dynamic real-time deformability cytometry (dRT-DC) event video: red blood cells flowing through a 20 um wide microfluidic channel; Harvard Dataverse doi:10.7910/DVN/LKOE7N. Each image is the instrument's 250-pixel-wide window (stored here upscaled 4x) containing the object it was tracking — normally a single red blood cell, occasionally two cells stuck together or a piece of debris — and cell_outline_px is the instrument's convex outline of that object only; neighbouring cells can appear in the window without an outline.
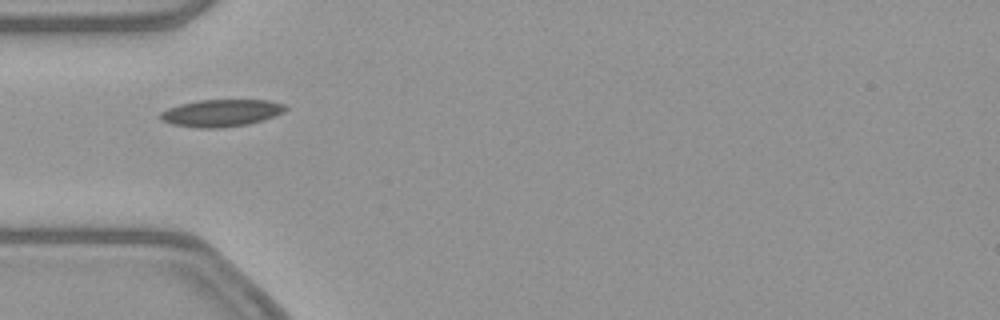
{"species": "common noctule bat (a hibernating species)", "species_latin": "Nyctalus noctula", "temperature_condition": "warm", "stored_images_in_passage": 41, "camera_frame_rate_fps": 3000, "um_per_image_px": 0.085, "animal": {"sex": "female", "body_mass_g": 21.9}, "frame": {"image": 1, "passage_image": 5, "time_ms": 1.333, "image_size_px": [1000, 320], "cell_outline_px": [[288, 108], [284, 112], [276, 116], [264, 120], [248, 124], [220, 128], [196, 128], [172, 124], [160, 120], [160, 112], [168, 108], [180, 104], [196, 100], [268, 100], [284, 104]], "centroid_in_image_um": [18.81, 9.6], "position_along_channel_um": 66.2, "area_um2": 20.0}}
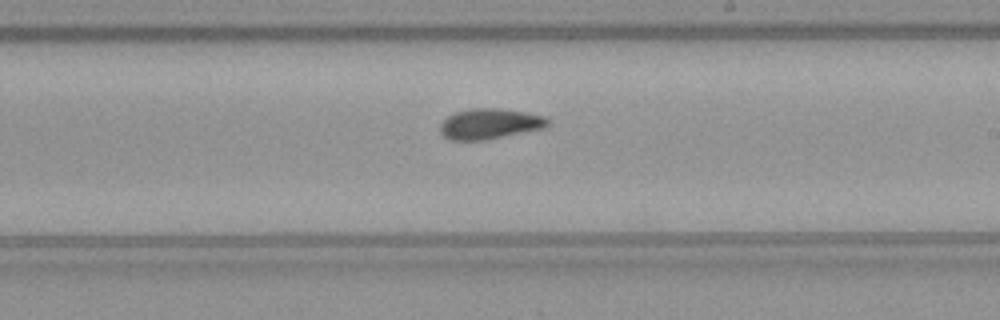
{"frame": {"image": 2, "passage_image": 19, "time_ms": 6.0, "image_size_px": [1000, 320], "cell_outline_px": [[548, 124], [544, 128], [484, 140], [448, 140], [440, 132], [440, 124], [448, 116], [456, 112], [472, 108], [500, 108], [524, 112], [544, 116], [548, 120]], "centroid_in_image_um": [41.59, 10.52], "position_along_channel_um": 247.4, "area_um2": 18.96}}
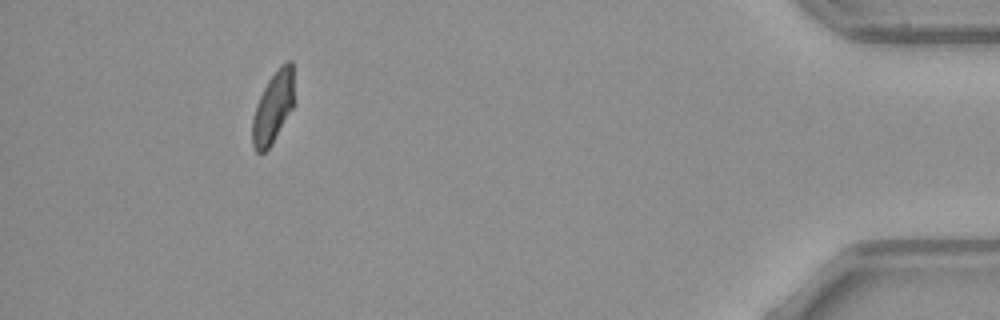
{"frame": {"image": 3, "passage_image": 37, "time_ms": 12.0, "image_size_px": [1000, 320], "cell_outline_px": [[292, 108], [272, 144], [260, 156], [256, 152], [252, 144], [252, 116], [256, 104], [268, 80], [288, 60], [292, 60]], "centroid_in_image_um": [23.16, 9.22], "position_along_channel_um": 412.0, "area_um2": 16.94}, "authors_computed_cell_mechanics": {"area_um2": 18.6694, "velocity_mm_per_s": 3.8558, "shape_relaxation_time_tau1_ms": null, "shape_relaxation_time_tau2_ms": 2.8636, "deformation_change_tau1": null, "deformation_change_tau2": 0.0692}}